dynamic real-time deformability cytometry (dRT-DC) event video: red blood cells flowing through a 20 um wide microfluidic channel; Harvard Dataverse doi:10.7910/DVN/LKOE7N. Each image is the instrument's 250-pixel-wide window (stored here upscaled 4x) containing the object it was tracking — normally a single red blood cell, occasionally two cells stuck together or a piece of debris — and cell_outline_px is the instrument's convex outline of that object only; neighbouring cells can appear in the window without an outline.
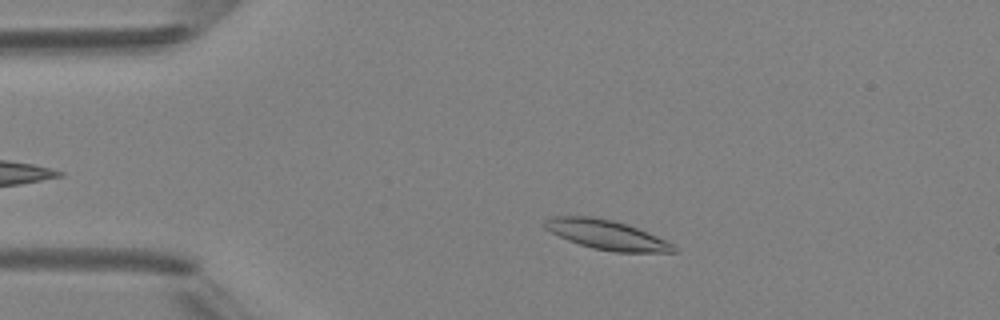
{"species": "Egyptian fruit bat (a non-hibernating species)", "species_latin": "Rousettus aegyptiacus", "temperature_condition": "room temperature", "stored_images_in_passage": 3, "camera_frame_rate_fps": 3000, "um_per_image_px": 0.085, "animal": {"sex": "female"}, "frame": {"image": 1, "passage_image": 2, "time_ms": 1.333, "image_size_px": [1000, 320], "cell_outline_px": [[676, 252], [616, 252], [592, 248], [568, 240], [544, 228], [544, 220], [552, 216], [592, 216], [612, 220], [648, 232], [672, 244], [676, 248]], "centroid_in_image_um": [51.53, 19.95], "position_along_channel_um": 33.5, "area_um2": 21.79}}